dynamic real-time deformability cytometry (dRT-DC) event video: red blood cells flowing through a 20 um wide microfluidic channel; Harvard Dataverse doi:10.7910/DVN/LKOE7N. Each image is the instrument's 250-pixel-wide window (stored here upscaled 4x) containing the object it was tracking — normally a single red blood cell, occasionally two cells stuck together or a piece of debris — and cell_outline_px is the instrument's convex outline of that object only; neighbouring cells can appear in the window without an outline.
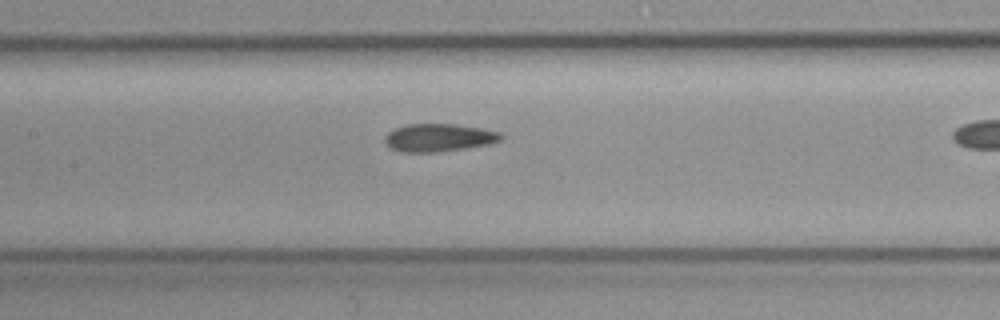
{"species": "common noctule bat (a hibernating species)", "species_latin": "Nyctalus noctula", "temperature_condition": "cold", "stored_images_in_passage": 19, "camera_frame_rate_fps": 3000, "um_per_image_px": 0.085, "animal": {"sex": "female", "body_mass_g": 19.3, "forearm_length_mm": 54.1}, "frame": {"image": 1, "passage_image": 11, "time_ms": 3.333, "image_size_px": [1000, 320], "cell_outline_px": [[504, 136], [500, 140], [488, 144], [464, 148], [432, 152], [404, 152], [392, 148], [384, 140], [384, 136], [388, 132], [396, 128], [408, 124], [456, 124], [484, 128], [500, 132]], "centroid_in_image_um": [37.32, 11.68], "position_along_channel_um": 170.1, "area_um2": 18.67}}